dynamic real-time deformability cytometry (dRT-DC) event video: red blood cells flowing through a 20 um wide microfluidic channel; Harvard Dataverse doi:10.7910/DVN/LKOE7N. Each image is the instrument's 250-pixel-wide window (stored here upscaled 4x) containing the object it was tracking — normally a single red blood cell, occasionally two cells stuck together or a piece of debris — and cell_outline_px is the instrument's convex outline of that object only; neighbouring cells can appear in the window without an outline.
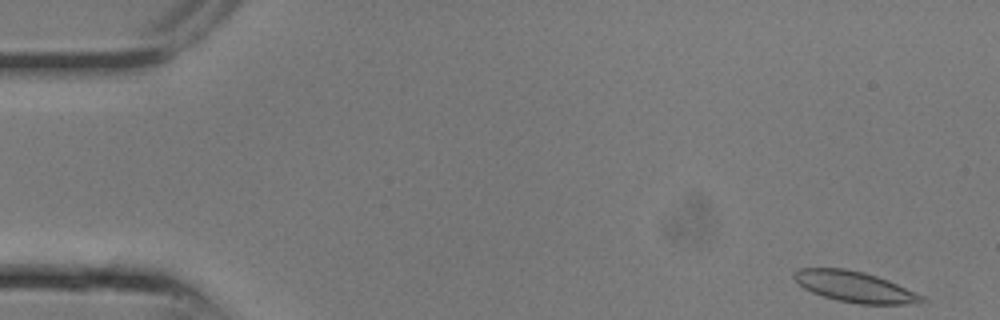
{"species": "common noctule bat (a hibernating species)", "species_latin": "Nyctalus noctula", "temperature_condition": "room temperature", "stored_images_in_passage": 7, "camera_frame_rate_fps": 3000, "um_per_image_px": 0.085, "animal": {"sex": "male", "body_mass_g": 13.3}, "frame": {"image": 1, "passage_image": 1, "time_ms": 0.0, "image_size_px": [1000, 320], "cell_outline_px": [[928, 300], [908, 304], [856, 304], [836, 300], [812, 292], [804, 288], [792, 276], [792, 272], [800, 268], [844, 268], [864, 272], [888, 280], [916, 292], [924, 296]], "centroid_in_image_um": [72.65, 24.37], "position_along_channel_um": 12.4, "area_um2": 22.89}}
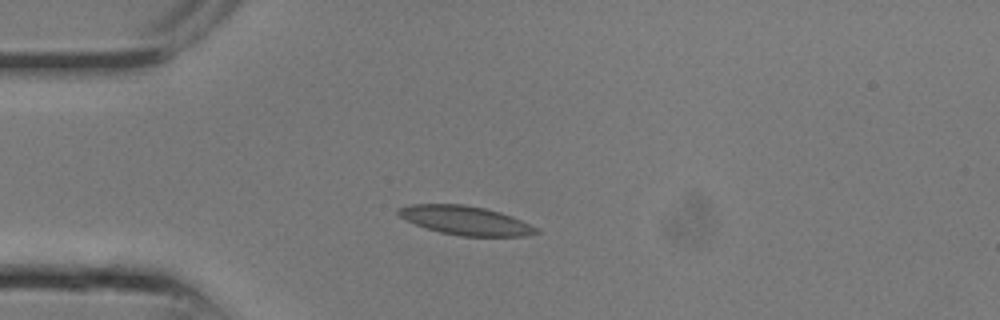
{"frame": {"image": 2, "passage_image": 6, "time_ms": 1.667, "image_size_px": [1000, 320], "cell_outline_px": [[540, 232], [524, 236], [460, 236], [440, 232], [404, 220], [396, 212], [396, 208], [412, 204], [464, 204], [484, 208], [500, 212], [512, 216], [540, 228]], "centroid_in_image_um": [39.58, 18.73], "position_along_channel_um": 45.4, "area_um2": 23.29}}